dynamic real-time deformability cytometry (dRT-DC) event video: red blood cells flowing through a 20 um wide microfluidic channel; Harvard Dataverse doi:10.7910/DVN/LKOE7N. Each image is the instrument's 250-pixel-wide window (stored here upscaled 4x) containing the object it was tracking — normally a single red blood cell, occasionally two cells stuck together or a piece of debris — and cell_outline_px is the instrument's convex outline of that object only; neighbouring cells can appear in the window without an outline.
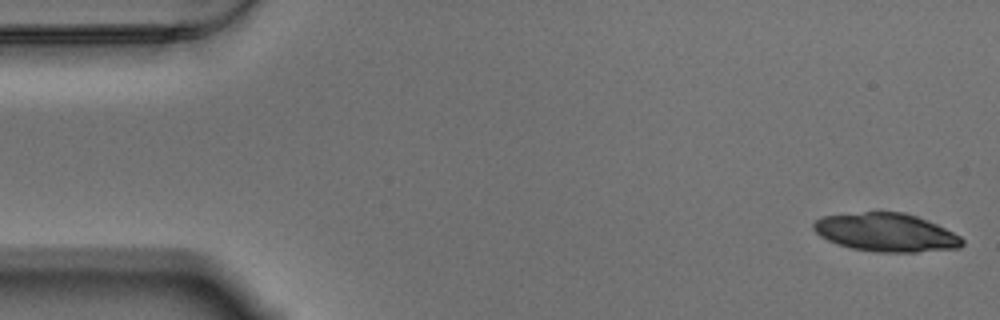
{"species": "Egyptian fruit bat (a non-hibernating species)", "species_latin": "Rousettus aegyptiacus", "temperature_condition": "warm", "stored_images_in_passage": 25, "camera_frame_rate_fps": 3000, "um_per_image_px": 0.085, "animal": {"sex": "male"}, "frame": {"image": 1, "passage_image": 1, "time_ms": 0.0, "image_size_px": [1000, 320], "cell_outline_px": [[964, 244], [960, 248], [916, 252], [876, 252], [852, 248], [836, 244], [820, 236], [812, 228], [812, 224], [816, 220], [824, 216], [864, 212], [904, 212], [916, 216], [936, 224], [960, 236], [964, 240]], "centroid_in_image_um": [75.32, 19.76], "position_along_channel_um": 9.7, "area_um2": 33.12}}
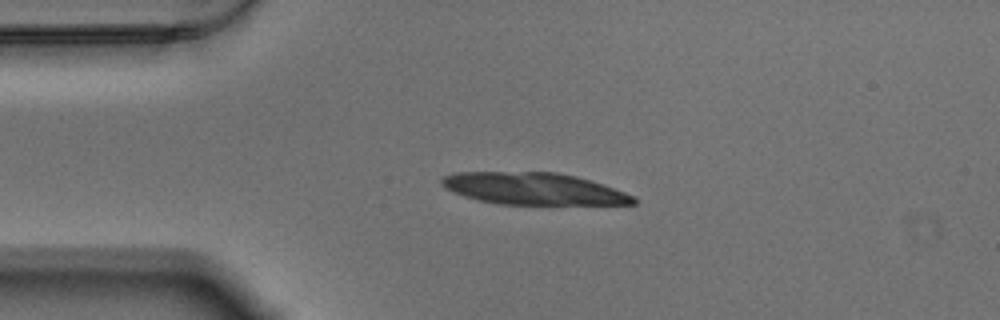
{"frame": {"image": 2, "passage_image": 12, "time_ms": 3.667, "image_size_px": [1000, 320], "cell_outline_px": [[636, 204], [500, 204], [476, 200], [452, 192], [444, 188], [440, 184], [440, 180], [444, 176], [456, 172], [556, 172], [576, 176], [636, 196]], "centroid_in_image_um": [45.29, 16.04], "position_along_channel_um": 39.7, "area_um2": 35.55}}